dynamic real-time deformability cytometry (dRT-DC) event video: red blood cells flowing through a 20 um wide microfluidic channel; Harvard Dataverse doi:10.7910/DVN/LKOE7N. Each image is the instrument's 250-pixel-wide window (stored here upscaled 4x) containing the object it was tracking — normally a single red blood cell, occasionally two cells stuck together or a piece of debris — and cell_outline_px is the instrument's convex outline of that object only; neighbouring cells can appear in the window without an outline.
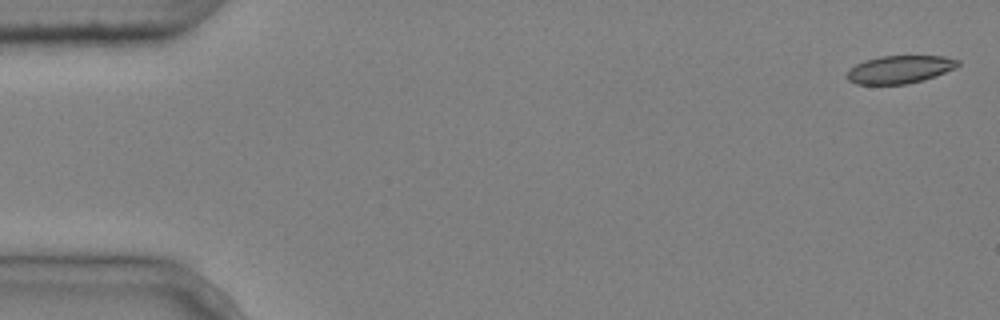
{"species": "common noctule bat (a hibernating species)", "species_latin": "Nyctalus noctula", "temperature_condition": "cold", "stored_images_in_passage": 6, "camera_frame_rate_fps": 3000, "um_per_image_px": 0.085, "animal": {"sex": "male", "body_mass_g": 20.4}, "frame": {"image": 1, "passage_image": 1, "time_ms": 0.0, "image_size_px": [1000, 320], "cell_outline_px": [[960, 64], [956, 68], [936, 76], [908, 84], [856, 84], [848, 80], [848, 72], [856, 64], [864, 60], [880, 56], [944, 56], [960, 60]], "centroid_in_image_um": [76.52, 5.89], "position_along_channel_um": 8.5, "area_um2": 17.98}}
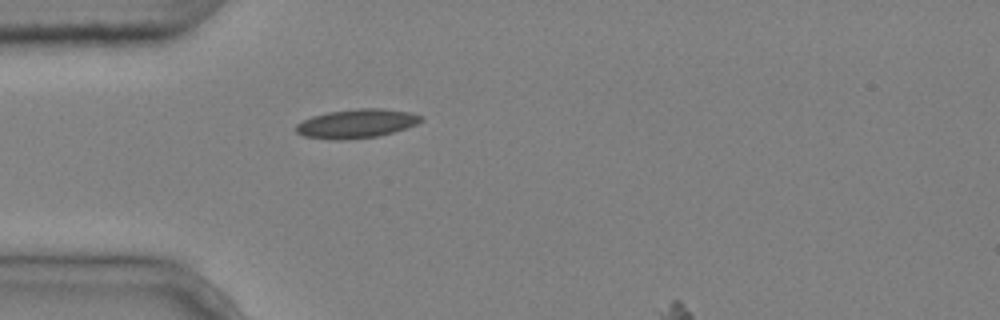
{"frame": {"image": 2, "passage_image": 5, "time_ms": 1.333, "image_size_px": [1000, 320], "cell_outline_px": [[424, 120], [416, 124], [392, 132], [376, 136], [344, 140], [328, 140], [304, 136], [296, 132], [296, 124], [312, 116], [328, 112], [360, 108], [380, 108], [408, 112], [424, 116]], "centroid_in_image_um": [30.29, 10.5], "position_along_channel_um": 54.7, "area_um2": 20.98}}